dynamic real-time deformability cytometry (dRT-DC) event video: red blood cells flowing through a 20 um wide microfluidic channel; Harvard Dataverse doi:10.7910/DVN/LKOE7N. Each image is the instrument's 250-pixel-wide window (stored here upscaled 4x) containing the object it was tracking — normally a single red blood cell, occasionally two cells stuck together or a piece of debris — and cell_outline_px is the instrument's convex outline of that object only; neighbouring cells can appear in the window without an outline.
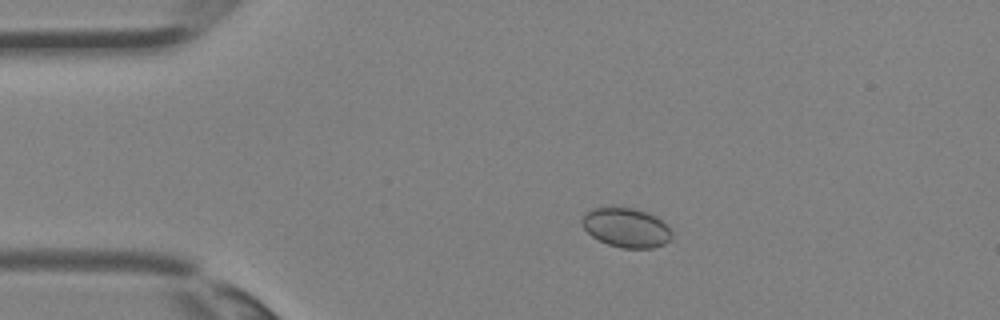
{"species": "Egyptian fruit bat (a non-hibernating species)", "species_latin": "Rousettus aegyptiacus", "temperature_condition": "room temperature", "stored_images_in_passage": 31, "camera_frame_rate_fps": 3000, "um_per_image_px": 0.085, "animal": {"sex": "female"}, "frame": {"image": 1, "passage_image": 2, "time_ms": 0.333, "image_size_px": [1000, 320], "cell_outline_px": [[672, 236], [664, 244], [652, 248], [620, 248], [608, 244], [592, 236], [584, 228], [584, 212], [592, 208], [612, 204], [632, 208], [656, 216], [668, 224], [672, 232]], "centroid_in_image_um": [53.23, 19.31], "position_along_channel_um": 31.8, "area_um2": 20.92}}
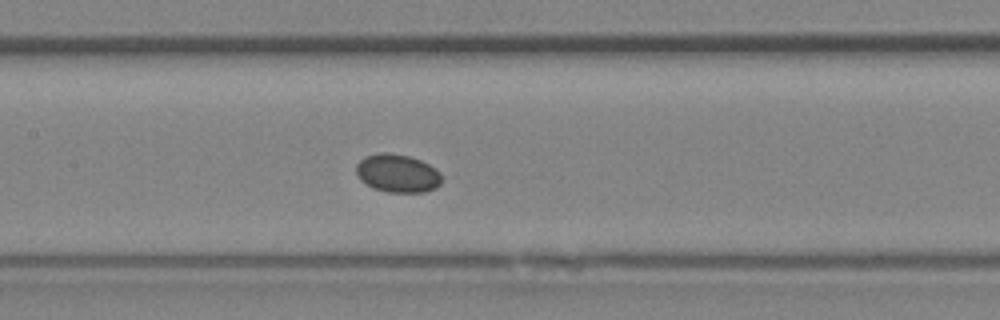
{"frame": {"image": 2, "passage_image": 12, "time_ms": 3.667, "image_size_px": [1000, 320], "cell_outline_px": [[440, 184], [436, 188], [424, 192], [388, 192], [372, 188], [360, 180], [356, 172], [356, 164], [360, 160], [368, 156], [384, 152], [408, 156], [420, 160], [436, 168], [440, 172]], "centroid_in_image_um": [33.78, 14.74], "position_along_channel_um": 173.6, "area_um2": 18.9}}
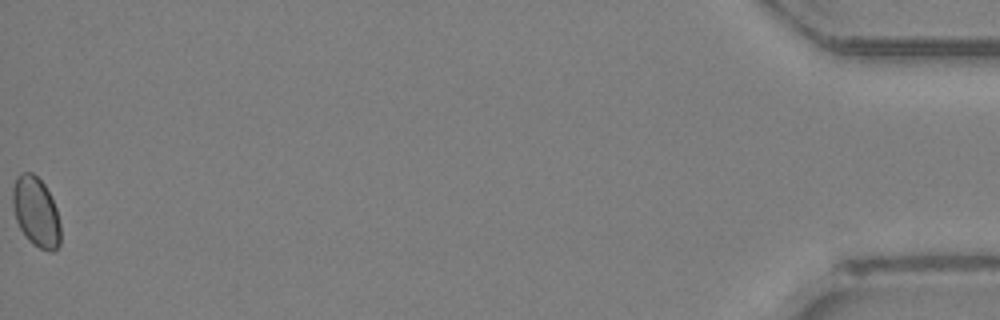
{"frame": {"image": 3, "passage_image": 31, "time_ms": 10.0, "image_size_px": [1000, 320], "cell_outline_px": [[60, 244], [52, 252], [48, 252], [32, 244], [28, 240], [20, 228], [16, 220], [12, 204], [12, 188], [16, 176], [20, 172], [32, 172], [44, 184], [56, 208], [60, 224]], "centroid_in_image_um": [3.04, 18.01], "position_along_channel_um": 432.2, "area_um2": 19.54}}